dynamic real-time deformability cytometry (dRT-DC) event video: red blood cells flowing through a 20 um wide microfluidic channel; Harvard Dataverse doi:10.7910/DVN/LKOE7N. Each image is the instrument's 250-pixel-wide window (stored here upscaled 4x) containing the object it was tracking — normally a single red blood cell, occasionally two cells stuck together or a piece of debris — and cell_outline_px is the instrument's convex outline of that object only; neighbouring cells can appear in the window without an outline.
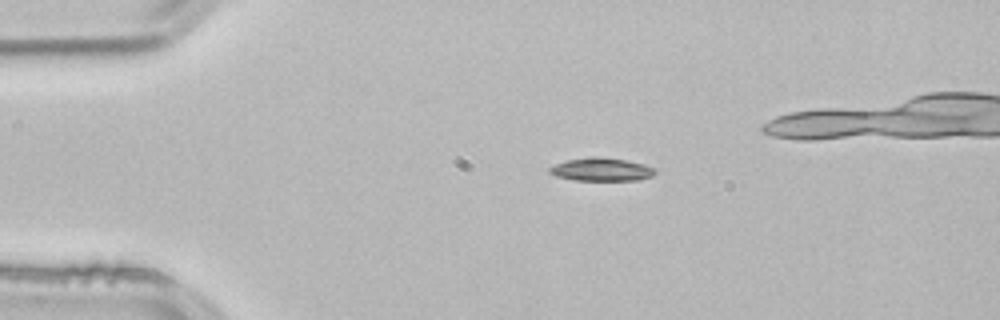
{"species": "common noctule bat (a hibernating species)", "species_latin": "Nyctalus noctula", "temperature_condition": "room temperature", "stored_images_in_passage": 6, "camera_frame_rate_fps": 3000, "um_per_image_px": 0.085, "animal": {"sex": "male", "body_mass_g": 21.5, "forearm_length_mm": 52.0}, "frame": {"image": 1, "passage_image": 1, "time_ms": 0.0, "image_size_px": [1000, 320], "cell_outline_px": [[656, 172], [652, 176], [636, 180], [576, 180], [556, 176], [548, 172], [548, 168], [556, 164], [568, 160], [592, 156], [596, 156], [624, 160], [644, 164], [656, 168]], "centroid_in_image_um": [51.13, 14.4], "position_along_channel_um": 33.9, "area_um2": 14.1}}